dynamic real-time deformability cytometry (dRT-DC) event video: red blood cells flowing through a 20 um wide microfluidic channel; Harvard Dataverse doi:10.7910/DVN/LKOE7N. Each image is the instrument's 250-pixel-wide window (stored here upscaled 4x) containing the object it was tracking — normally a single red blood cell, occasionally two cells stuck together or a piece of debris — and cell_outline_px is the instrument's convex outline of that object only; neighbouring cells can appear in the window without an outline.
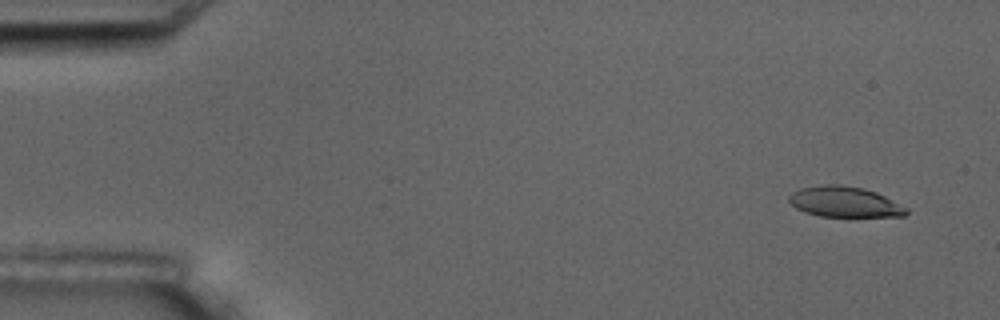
{"species": "common noctule bat (a hibernating species)", "species_latin": "Nyctalus noctula", "temperature_condition": "room temperature", "stored_images_in_passage": 5, "camera_frame_rate_fps": 3000, "um_per_image_px": 0.085, "animal": {"sex": "male", "body_mass_g": 17.5, "forearm_length_mm": 52.3}, "frame": {"image": 1, "passage_image": 1, "time_ms": 0.0, "image_size_px": [1000, 320], "cell_outline_px": [[908, 212], [904, 216], [820, 216], [804, 212], [796, 208], [788, 200], [788, 196], [792, 192], [800, 188], [820, 184], [836, 184], [864, 188], [876, 192], [908, 208]], "centroid_in_image_um": [71.76, 17.15], "position_along_channel_um": 13.2, "area_um2": 20.87}}